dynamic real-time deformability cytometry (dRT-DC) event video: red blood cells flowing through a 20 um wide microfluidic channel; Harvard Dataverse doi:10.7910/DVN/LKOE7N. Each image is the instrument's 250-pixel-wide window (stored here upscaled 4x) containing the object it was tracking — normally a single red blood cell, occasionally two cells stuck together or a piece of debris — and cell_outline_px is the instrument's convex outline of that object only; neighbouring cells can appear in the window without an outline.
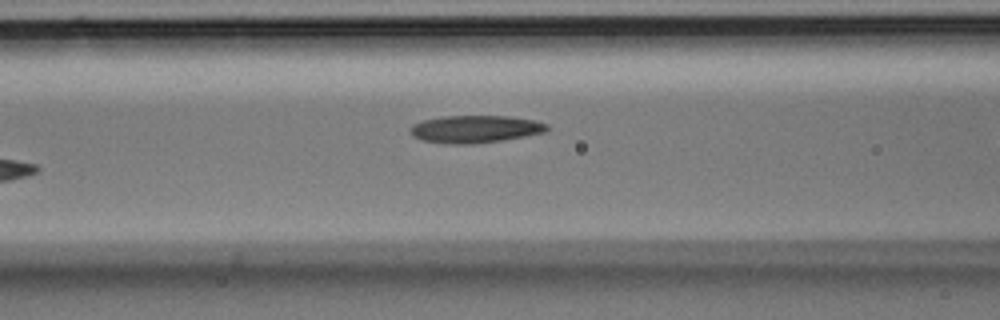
{"species": "Egyptian fruit bat (a non-hibernating species)", "species_latin": "Rousettus aegyptiacus", "temperature_condition": "room temperature", "stored_images_in_passage": 6, "camera_frame_rate_fps": 3000, "um_per_image_px": 0.085, "animal": {"sex": "male"}, "frame": {"image": 1, "passage_image": 5, "time_ms": 1.333, "image_size_px": [1000, 320], "cell_outline_px": [[548, 128], [544, 132], [504, 140], [472, 144], [444, 144], [420, 140], [412, 136], [412, 124], [424, 120], [444, 116], [508, 116], [536, 120], [548, 124]], "centroid_in_image_um": [40.39, 10.98], "position_along_channel_um": 126.2, "area_um2": 21.91}}